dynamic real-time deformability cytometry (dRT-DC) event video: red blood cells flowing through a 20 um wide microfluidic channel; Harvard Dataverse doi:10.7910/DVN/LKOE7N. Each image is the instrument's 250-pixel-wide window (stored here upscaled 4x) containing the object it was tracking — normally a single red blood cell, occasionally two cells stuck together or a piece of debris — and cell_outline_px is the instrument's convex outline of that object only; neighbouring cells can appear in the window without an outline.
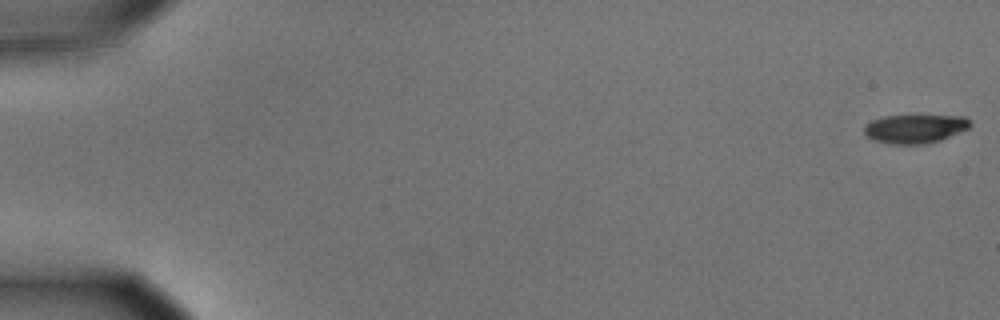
{"species": "common noctule bat (a hibernating species)", "species_latin": "Nyctalus noctula", "temperature_condition": "cold", "stored_images_in_passage": 57, "camera_frame_rate_fps": 3000, "um_per_image_px": 0.085, "animal": {"sex": "male", "body_mass_g": 15.6}, "frame": {"image": 1, "passage_image": 1, "time_ms": 0.0, "image_size_px": [1000, 320], "cell_outline_px": [[972, 124], [968, 128], [940, 140], [924, 144], [892, 144], [876, 140], [868, 136], [864, 132], [864, 128], [872, 120], [884, 116], [964, 116]], "centroid_in_image_um": [77.78, 10.94], "position_along_channel_um": 7.2, "area_um2": 17.34}}
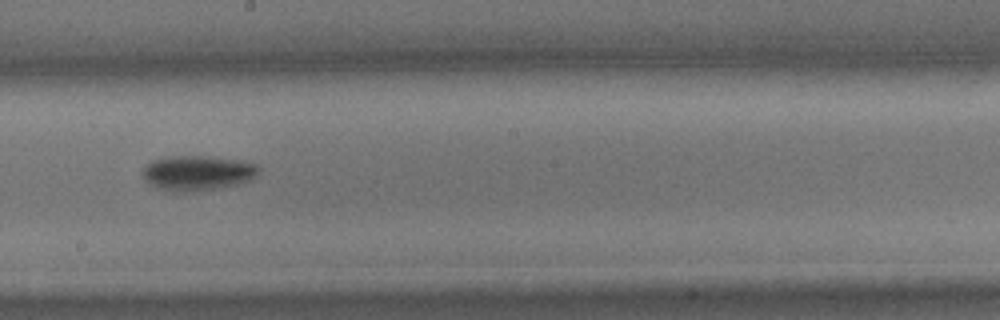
{"frame": {"image": 2, "passage_image": 33, "time_ms": 10.667, "image_size_px": [1000, 320], "cell_outline_px": [[260, 172], [256, 176], [248, 180], [236, 184], [216, 188], [184, 192], [176, 192], [160, 188], [152, 184], [140, 176], [140, 168], [152, 160], [164, 156], [208, 156], [240, 160], [256, 164], [260, 168]], "centroid_in_image_um": [16.74, 14.67], "position_along_channel_um": 231.5, "area_um2": 23.76}}
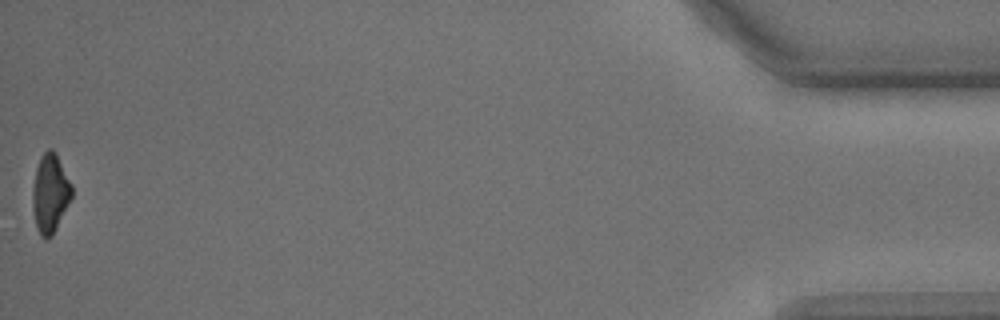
{"frame": {"image": 3, "passage_image": 57, "time_ms": 18.667, "image_size_px": [1000, 320], "cell_outline_px": [[72, 196], [52, 236], [44, 240], [40, 236], [36, 228], [32, 208], [32, 188], [36, 168], [40, 156], [48, 148], [52, 148], [56, 152], [72, 184]], "centroid_in_image_um": [4.24, 16.42], "position_along_channel_um": 431.0, "area_um2": 18.21}, "authors_computed_cell_mechanics": {"area_um2": 20.23, "velocity_mm_per_s": 3.5891, "shape_relaxation_time_tau1_ms": 1.8912, "shape_relaxation_time_tau2_ms": null, "deformation_change_tau1": 0.0962, "deformation_change_tau2": null}}